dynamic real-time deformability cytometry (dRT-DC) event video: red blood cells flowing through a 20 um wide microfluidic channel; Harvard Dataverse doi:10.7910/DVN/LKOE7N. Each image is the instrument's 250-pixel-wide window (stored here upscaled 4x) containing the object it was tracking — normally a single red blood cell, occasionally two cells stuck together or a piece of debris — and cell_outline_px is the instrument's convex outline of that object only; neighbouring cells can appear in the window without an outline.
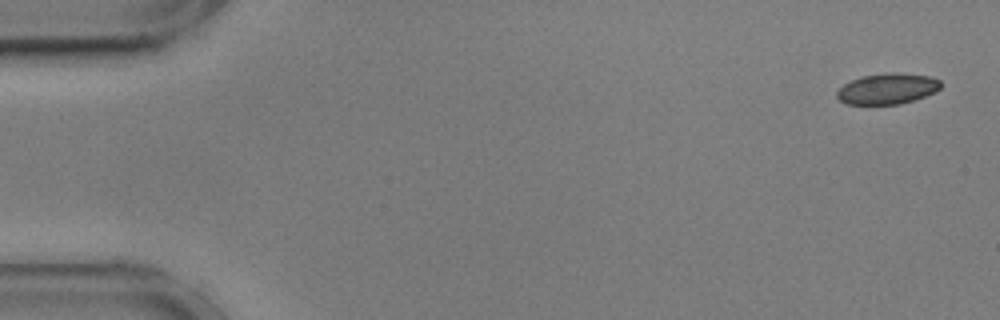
{"species": "common noctule bat (a hibernating species)", "species_latin": "Nyctalus noctula", "temperature_condition": "cold", "stored_images_in_passage": 10, "camera_frame_rate_fps": 3000, "um_per_image_px": 0.085, "animal": {"sex": "male", "body_mass_g": 17.9, "forearm_length_mm": 54.2}, "frame": {"image": 1, "passage_image": 1, "time_ms": 0.0, "image_size_px": [1000, 320], "cell_outline_px": [[940, 88], [936, 92], [900, 104], [848, 104], [840, 100], [836, 96], [836, 92], [844, 84], [860, 76], [892, 72], [896, 72], [932, 76], [940, 80]], "centroid_in_image_um": [75.44, 7.53], "position_along_channel_um": 9.6, "area_um2": 18.61}}